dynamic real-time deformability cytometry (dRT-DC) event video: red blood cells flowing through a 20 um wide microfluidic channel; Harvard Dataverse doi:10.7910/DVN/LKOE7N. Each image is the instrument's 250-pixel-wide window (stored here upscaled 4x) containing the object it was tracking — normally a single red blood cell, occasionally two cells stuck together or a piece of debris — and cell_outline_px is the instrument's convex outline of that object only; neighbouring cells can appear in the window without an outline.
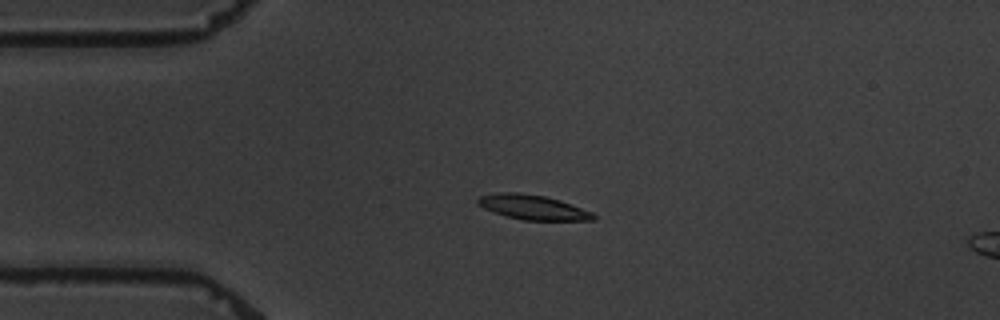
{"species": "common noctule bat (a hibernating species)", "species_latin": "Nyctalus noctula", "temperature_condition": "warm", "stored_images_in_passage": 6, "camera_frame_rate_fps": 3000, "um_per_image_px": 0.085, "animal": {"sex": "male", "body_mass_g": 19.5, "forearm_length_mm": 54.6}, "frame": {"image": 1, "passage_image": 4, "time_ms": 3.667, "image_size_px": [1000, 320], "cell_outline_px": [[596, 220], [524, 220], [508, 216], [484, 208], [476, 204], [476, 200], [480, 196], [496, 192], [520, 192], [544, 196], [560, 200], [592, 212], [596, 216]], "centroid_in_image_um": [45.28, 17.6], "position_along_channel_um": 39.7, "area_um2": 16.53}}